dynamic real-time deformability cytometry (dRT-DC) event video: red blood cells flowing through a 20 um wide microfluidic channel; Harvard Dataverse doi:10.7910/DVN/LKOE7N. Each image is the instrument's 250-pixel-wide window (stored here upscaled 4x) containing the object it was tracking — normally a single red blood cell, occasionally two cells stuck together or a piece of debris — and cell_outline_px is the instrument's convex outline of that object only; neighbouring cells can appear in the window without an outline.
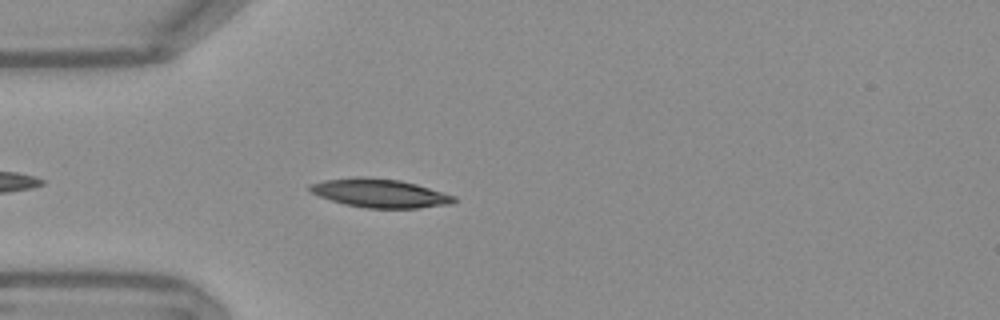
{"species": "Egyptian fruit bat (a non-hibernating species)", "species_latin": "Rousettus aegyptiacus", "temperature_condition": "warm", "stored_images_in_passage": 37, "camera_frame_rate_fps": 3000, "um_per_image_px": 0.085, "frame": {"image": 1, "passage_image": 4, "time_ms": 1.0, "image_size_px": [1000, 320], "cell_outline_px": [[456, 200], [452, 204], [416, 208], [368, 208], [344, 204], [320, 196], [312, 192], [308, 188], [308, 184], [324, 180], [356, 176], [364, 176], [400, 180], [416, 184], [456, 196]], "centroid_in_image_um": [32.28, 16.41], "position_along_channel_um": 52.7, "area_um2": 24.04}}
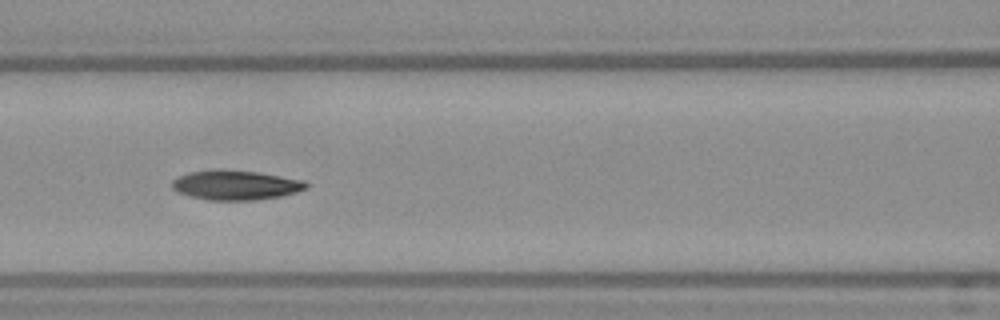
{"frame": {"image": 2, "passage_image": 12, "time_ms": 3.667, "image_size_px": [1000, 320], "cell_outline_px": [[308, 188], [296, 192], [280, 196], [256, 200], [208, 200], [188, 196], [176, 192], [172, 188], [172, 180], [188, 172], [216, 168], [260, 172], [304, 180], [308, 184]], "centroid_in_image_um": [20.01, 15.72], "position_along_channel_um": 146.6, "area_um2": 23.52}}
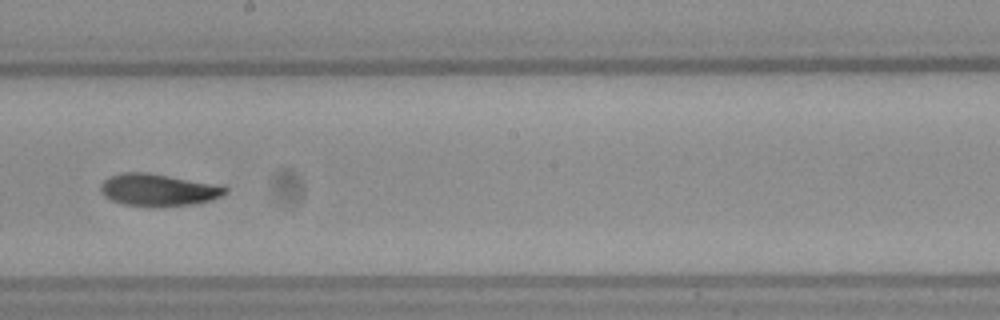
{"frame": {"image": 3, "passage_image": 19, "time_ms": 6.0, "image_size_px": [1000, 320], "cell_outline_px": [[228, 192], [212, 200], [192, 204], [160, 208], [152, 208], [120, 204], [104, 196], [100, 192], [100, 184], [108, 176], [120, 172], [148, 172], [220, 184], [228, 188]], "centroid_in_image_um": [13.44, 16.15], "position_along_channel_um": 234.8, "area_um2": 24.22}, "authors_computed_cell_mechanics": {"area_um2": 23.3512, "velocity_mm_per_s": 3.7869, "shape_relaxation_time_tau1_ms": 5.4555, "shape_relaxation_time_tau2_ms": 10.8214, "deformation_change_tau1": 0.1532, "deformation_change_tau2": 0.1842}}